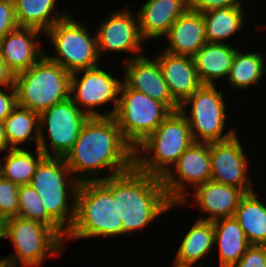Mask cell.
<instances>
[{"label":"cell","mask_w":266,"mask_h":267,"mask_svg":"<svg viewBox=\"0 0 266 267\" xmlns=\"http://www.w3.org/2000/svg\"><path fill=\"white\" fill-rule=\"evenodd\" d=\"M64 159L79 183L102 181L134 166V148L123 138L113 116L89 117ZM106 168L111 173L99 177Z\"/></svg>","instance_id":"obj_1"},{"label":"cell","mask_w":266,"mask_h":267,"mask_svg":"<svg viewBox=\"0 0 266 267\" xmlns=\"http://www.w3.org/2000/svg\"><path fill=\"white\" fill-rule=\"evenodd\" d=\"M101 182L117 199L123 236L145 230L163 213L180 207L168 199L161 178L139 171L135 166Z\"/></svg>","instance_id":"obj_2"},{"label":"cell","mask_w":266,"mask_h":267,"mask_svg":"<svg viewBox=\"0 0 266 267\" xmlns=\"http://www.w3.org/2000/svg\"><path fill=\"white\" fill-rule=\"evenodd\" d=\"M118 235H123V225L118 217L117 199L101 181L80 183L75 219L65 239L77 241Z\"/></svg>","instance_id":"obj_3"},{"label":"cell","mask_w":266,"mask_h":267,"mask_svg":"<svg viewBox=\"0 0 266 267\" xmlns=\"http://www.w3.org/2000/svg\"><path fill=\"white\" fill-rule=\"evenodd\" d=\"M193 142L186 116L174 111L134 148V166L162 178Z\"/></svg>","instance_id":"obj_4"},{"label":"cell","mask_w":266,"mask_h":267,"mask_svg":"<svg viewBox=\"0 0 266 267\" xmlns=\"http://www.w3.org/2000/svg\"><path fill=\"white\" fill-rule=\"evenodd\" d=\"M30 184L39 194L47 213L68 232L75 219L80 183L72 175L64 157L45 156Z\"/></svg>","instance_id":"obj_5"},{"label":"cell","mask_w":266,"mask_h":267,"mask_svg":"<svg viewBox=\"0 0 266 267\" xmlns=\"http://www.w3.org/2000/svg\"><path fill=\"white\" fill-rule=\"evenodd\" d=\"M17 105L40 114L70 98L71 74L45 54L33 66L15 75Z\"/></svg>","instance_id":"obj_6"},{"label":"cell","mask_w":266,"mask_h":267,"mask_svg":"<svg viewBox=\"0 0 266 267\" xmlns=\"http://www.w3.org/2000/svg\"><path fill=\"white\" fill-rule=\"evenodd\" d=\"M3 238L15 249L4 256L10 267H40L46 257H60L66 242L44 223L19 216L3 221Z\"/></svg>","instance_id":"obj_7"},{"label":"cell","mask_w":266,"mask_h":267,"mask_svg":"<svg viewBox=\"0 0 266 267\" xmlns=\"http://www.w3.org/2000/svg\"><path fill=\"white\" fill-rule=\"evenodd\" d=\"M87 27L71 13L57 21L45 33L55 48L54 55L47 54L48 50L45 55L70 74L100 66L96 34L91 35Z\"/></svg>","instance_id":"obj_8"},{"label":"cell","mask_w":266,"mask_h":267,"mask_svg":"<svg viewBox=\"0 0 266 267\" xmlns=\"http://www.w3.org/2000/svg\"><path fill=\"white\" fill-rule=\"evenodd\" d=\"M172 113L164 104L145 93L129 88L123 81L114 119L123 138L138 146Z\"/></svg>","instance_id":"obj_9"},{"label":"cell","mask_w":266,"mask_h":267,"mask_svg":"<svg viewBox=\"0 0 266 267\" xmlns=\"http://www.w3.org/2000/svg\"><path fill=\"white\" fill-rule=\"evenodd\" d=\"M223 94L216 85L202 84L180 105V110L189 122L195 142H222L237 134L235 128L224 133L228 109H226L227 104ZM187 106L190 108L188 109Z\"/></svg>","instance_id":"obj_10"},{"label":"cell","mask_w":266,"mask_h":267,"mask_svg":"<svg viewBox=\"0 0 266 267\" xmlns=\"http://www.w3.org/2000/svg\"><path fill=\"white\" fill-rule=\"evenodd\" d=\"M88 118L71 98L44 110L39 114L38 148L46 156L65 157Z\"/></svg>","instance_id":"obj_11"},{"label":"cell","mask_w":266,"mask_h":267,"mask_svg":"<svg viewBox=\"0 0 266 267\" xmlns=\"http://www.w3.org/2000/svg\"><path fill=\"white\" fill-rule=\"evenodd\" d=\"M105 70L98 66L71 74L70 98L89 117L114 116L116 112L122 80ZM110 102L112 109L99 112V106Z\"/></svg>","instance_id":"obj_12"},{"label":"cell","mask_w":266,"mask_h":267,"mask_svg":"<svg viewBox=\"0 0 266 267\" xmlns=\"http://www.w3.org/2000/svg\"><path fill=\"white\" fill-rule=\"evenodd\" d=\"M161 180L173 204L189 194L187 189L211 180L210 143L194 141Z\"/></svg>","instance_id":"obj_13"},{"label":"cell","mask_w":266,"mask_h":267,"mask_svg":"<svg viewBox=\"0 0 266 267\" xmlns=\"http://www.w3.org/2000/svg\"><path fill=\"white\" fill-rule=\"evenodd\" d=\"M132 13L131 8L125 6L99 24L95 34L100 58L106 52L129 53L130 57L124 61L144 54L145 40L140 33L137 12Z\"/></svg>","instance_id":"obj_14"},{"label":"cell","mask_w":266,"mask_h":267,"mask_svg":"<svg viewBox=\"0 0 266 267\" xmlns=\"http://www.w3.org/2000/svg\"><path fill=\"white\" fill-rule=\"evenodd\" d=\"M238 133L229 140L210 143L211 180L241 189L245 194L254 191L249 175L250 162Z\"/></svg>","instance_id":"obj_15"},{"label":"cell","mask_w":266,"mask_h":267,"mask_svg":"<svg viewBox=\"0 0 266 267\" xmlns=\"http://www.w3.org/2000/svg\"><path fill=\"white\" fill-rule=\"evenodd\" d=\"M141 55L122 64L124 75L122 80L134 90L164 103L172 112L180 110V105L173 99L163 78L158 61L153 57Z\"/></svg>","instance_id":"obj_16"},{"label":"cell","mask_w":266,"mask_h":267,"mask_svg":"<svg viewBox=\"0 0 266 267\" xmlns=\"http://www.w3.org/2000/svg\"><path fill=\"white\" fill-rule=\"evenodd\" d=\"M192 190V193L187 194L178 205H188L189 201L187 200L189 196L192 195L193 204L197 205L200 212L207 215L205 217H200L199 220L205 221L233 217L241 198L245 195L239 188L224 185L212 180L200 184Z\"/></svg>","instance_id":"obj_17"},{"label":"cell","mask_w":266,"mask_h":267,"mask_svg":"<svg viewBox=\"0 0 266 267\" xmlns=\"http://www.w3.org/2000/svg\"><path fill=\"white\" fill-rule=\"evenodd\" d=\"M41 33L44 34L35 28L18 26L0 40L4 62L15 75L26 71L44 56L45 48L39 40Z\"/></svg>","instance_id":"obj_18"},{"label":"cell","mask_w":266,"mask_h":267,"mask_svg":"<svg viewBox=\"0 0 266 267\" xmlns=\"http://www.w3.org/2000/svg\"><path fill=\"white\" fill-rule=\"evenodd\" d=\"M154 58L158 61L170 94L179 105L202 85L193 57L174 55L160 50Z\"/></svg>","instance_id":"obj_19"},{"label":"cell","mask_w":266,"mask_h":267,"mask_svg":"<svg viewBox=\"0 0 266 267\" xmlns=\"http://www.w3.org/2000/svg\"><path fill=\"white\" fill-rule=\"evenodd\" d=\"M206 30L202 13L188 8L171 25L164 36L168 44L162 48L174 55L193 57L206 43Z\"/></svg>","instance_id":"obj_20"},{"label":"cell","mask_w":266,"mask_h":267,"mask_svg":"<svg viewBox=\"0 0 266 267\" xmlns=\"http://www.w3.org/2000/svg\"><path fill=\"white\" fill-rule=\"evenodd\" d=\"M189 8V0H147L138 9V23L142 38H164L171 25Z\"/></svg>","instance_id":"obj_21"},{"label":"cell","mask_w":266,"mask_h":267,"mask_svg":"<svg viewBox=\"0 0 266 267\" xmlns=\"http://www.w3.org/2000/svg\"><path fill=\"white\" fill-rule=\"evenodd\" d=\"M236 48L229 43L206 42L193 56L198 78L203 85H217L229 75ZM221 78V79H220Z\"/></svg>","instance_id":"obj_22"},{"label":"cell","mask_w":266,"mask_h":267,"mask_svg":"<svg viewBox=\"0 0 266 267\" xmlns=\"http://www.w3.org/2000/svg\"><path fill=\"white\" fill-rule=\"evenodd\" d=\"M214 247L218 248L219 266L232 267L251 245L235 217L213 221Z\"/></svg>","instance_id":"obj_23"},{"label":"cell","mask_w":266,"mask_h":267,"mask_svg":"<svg viewBox=\"0 0 266 267\" xmlns=\"http://www.w3.org/2000/svg\"><path fill=\"white\" fill-rule=\"evenodd\" d=\"M214 248L213 221L196 220L180 242L174 262L194 266Z\"/></svg>","instance_id":"obj_24"},{"label":"cell","mask_w":266,"mask_h":267,"mask_svg":"<svg viewBox=\"0 0 266 267\" xmlns=\"http://www.w3.org/2000/svg\"><path fill=\"white\" fill-rule=\"evenodd\" d=\"M57 1L13 0L18 26L35 28L45 34L57 21L69 15L68 12L57 11Z\"/></svg>","instance_id":"obj_25"},{"label":"cell","mask_w":266,"mask_h":267,"mask_svg":"<svg viewBox=\"0 0 266 267\" xmlns=\"http://www.w3.org/2000/svg\"><path fill=\"white\" fill-rule=\"evenodd\" d=\"M257 191L246 193L240 200L234 217L250 244L266 245V204Z\"/></svg>","instance_id":"obj_26"},{"label":"cell","mask_w":266,"mask_h":267,"mask_svg":"<svg viewBox=\"0 0 266 267\" xmlns=\"http://www.w3.org/2000/svg\"><path fill=\"white\" fill-rule=\"evenodd\" d=\"M245 12L243 6H235L202 13L207 29L206 42L226 43L225 40L243 29L245 25L243 22L246 19Z\"/></svg>","instance_id":"obj_27"},{"label":"cell","mask_w":266,"mask_h":267,"mask_svg":"<svg viewBox=\"0 0 266 267\" xmlns=\"http://www.w3.org/2000/svg\"><path fill=\"white\" fill-rule=\"evenodd\" d=\"M5 137L11 149L21 148V144L34 141L36 148L39 143V114L30 109L16 106L3 121Z\"/></svg>","instance_id":"obj_28"},{"label":"cell","mask_w":266,"mask_h":267,"mask_svg":"<svg viewBox=\"0 0 266 267\" xmlns=\"http://www.w3.org/2000/svg\"><path fill=\"white\" fill-rule=\"evenodd\" d=\"M35 152L23 147L6 151L1 159L2 177L19 186L30 184L37 166L46 156L39 148L35 147Z\"/></svg>","instance_id":"obj_29"},{"label":"cell","mask_w":266,"mask_h":267,"mask_svg":"<svg viewBox=\"0 0 266 267\" xmlns=\"http://www.w3.org/2000/svg\"><path fill=\"white\" fill-rule=\"evenodd\" d=\"M258 52H242L236 49L228 78L226 79L234 90H245L266 75V60Z\"/></svg>","instance_id":"obj_30"},{"label":"cell","mask_w":266,"mask_h":267,"mask_svg":"<svg viewBox=\"0 0 266 267\" xmlns=\"http://www.w3.org/2000/svg\"><path fill=\"white\" fill-rule=\"evenodd\" d=\"M18 201L19 217L44 223L65 240L67 232L47 213L39 194L31 184L20 185Z\"/></svg>","instance_id":"obj_31"},{"label":"cell","mask_w":266,"mask_h":267,"mask_svg":"<svg viewBox=\"0 0 266 267\" xmlns=\"http://www.w3.org/2000/svg\"><path fill=\"white\" fill-rule=\"evenodd\" d=\"M20 186L0 177V220L18 216Z\"/></svg>","instance_id":"obj_32"},{"label":"cell","mask_w":266,"mask_h":267,"mask_svg":"<svg viewBox=\"0 0 266 267\" xmlns=\"http://www.w3.org/2000/svg\"><path fill=\"white\" fill-rule=\"evenodd\" d=\"M232 267H266V245L251 244Z\"/></svg>","instance_id":"obj_33"},{"label":"cell","mask_w":266,"mask_h":267,"mask_svg":"<svg viewBox=\"0 0 266 267\" xmlns=\"http://www.w3.org/2000/svg\"><path fill=\"white\" fill-rule=\"evenodd\" d=\"M17 27L13 0H0V40Z\"/></svg>","instance_id":"obj_34"},{"label":"cell","mask_w":266,"mask_h":267,"mask_svg":"<svg viewBox=\"0 0 266 267\" xmlns=\"http://www.w3.org/2000/svg\"><path fill=\"white\" fill-rule=\"evenodd\" d=\"M242 0H189V8L205 13L209 10L243 6Z\"/></svg>","instance_id":"obj_35"},{"label":"cell","mask_w":266,"mask_h":267,"mask_svg":"<svg viewBox=\"0 0 266 267\" xmlns=\"http://www.w3.org/2000/svg\"><path fill=\"white\" fill-rule=\"evenodd\" d=\"M8 89L9 91H3L2 87H0V122L2 123L17 106V93L15 86H9L7 90Z\"/></svg>","instance_id":"obj_36"},{"label":"cell","mask_w":266,"mask_h":267,"mask_svg":"<svg viewBox=\"0 0 266 267\" xmlns=\"http://www.w3.org/2000/svg\"><path fill=\"white\" fill-rule=\"evenodd\" d=\"M9 86H15V74L4 62L2 51L0 48V87H4V89H7Z\"/></svg>","instance_id":"obj_37"},{"label":"cell","mask_w":266,"mask_h":267,"mask_svg":"<svg viewBox=\"0 0 266 267\" xmlns=\"http://www.w3.org/2000/svg\"><path fill=\"white\" fill-rule=\"evenodd\" d=\"M9 149H11L7 143L6 137H5V130H4V124L0 122V152H6Z\"/></svg>","instance_id":"obj_38"},{"label":"cell","mask_w":266,"mask_h":267,"mask_svg":"<svg viewBox=\"0 0 266 267\" xmlns=\"http://www.w3.org/2000/svg\"><path fill=\"white\" fill-rule=\"evenodd\" d=\"M0 267H10L5 257L0 258Z\"/></svg>","instance_id":"obj_39"},{"label":"cell","mask_w":266,"mask_h":267,"mask_svg":"<svg viewBox=\"0 0 266 267\" xmlns=\"http://www.w3.org/2000/svg\"><path fill=\"white\" fill-rule=\"evenodd\" d=\"M3 239V221L0 220V240Z\"/></svg>","instance_id":"obj_40"},{"label":"cell","mask_w":266,"mask_h":267,"mask_svg":"<svg viewBox=\"0 0 266 267\" xmlns=\"http://www.w3.org/2000/svg\"><path fill=\"white\" fill-rule=\"evenodd\" d=\"M172 267H193V266H190V265H184V264H179V263L174 262V265H173Z\"/></svg>","instance_id":"obj_41"},{"label":"cell","mask_w":266,"mask_h":267,"mask_svg":"<svg viewBox=\"0 0 266 267\" xmlns=\"http://www.w3.org/2000/svg\"><path fill=\"white\" fill-rule=\"evenodd\" d=\"M1 159V157H0ZM2 176V173H1V160H0V177Z\"/></svg>","instance_id":"obj_42"}]
</instances>
